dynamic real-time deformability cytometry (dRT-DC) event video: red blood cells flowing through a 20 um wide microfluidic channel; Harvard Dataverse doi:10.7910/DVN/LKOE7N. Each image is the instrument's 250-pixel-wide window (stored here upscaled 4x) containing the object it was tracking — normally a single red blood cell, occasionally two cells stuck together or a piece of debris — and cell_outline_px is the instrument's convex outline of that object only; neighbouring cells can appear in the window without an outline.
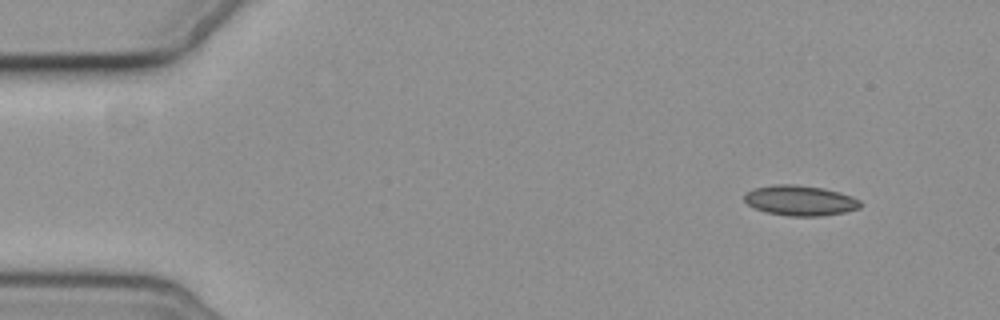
{"species": "common noctule bat (a hibernating species)", "species_latin": "Nyctalus noctula", "temperature_condition": "cold", "stored_images_in_passage": 5, "camera_frame_rate_fps": 3000, "um_per_image_px": 0.085, "animal": {"sex": "female", "body_mass_g": 19.3, "forearm_length_mm": 54.1}, "frame": {"image": 1, "passage_image": 1, "time_ms": 0.0, "image_size_px": [1000, 320], "cell_outline_px": [[860, 208], [844, 212], [820, 216], [788, 216], [764, 212], [748, 204], [744, 200], [744, 196], [748, 192], [756, 188], [772, 184], [792, 184], [824, 188], [840, 192], [852, 196], [860, 200]], "centroid_in_image_um": [68.02, 17.04], "position_along_channel_um": 17.0, "area_um2": 20.4}}
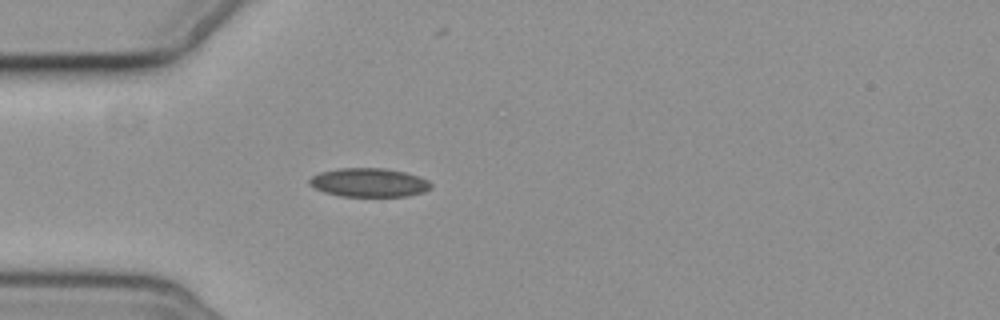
{"frame": {"image": 2, "passage_image": 4, "time_ms": 3.667, "image_size_px": [1000, 320], "cell_outline_px": [[432, 188], [424, 192], [404, 196], [340, 196], [324, 192], [308, 184], [308, 180], [312, 176], [320, 172], [340, 168], [384, 168], [404, 172], [428, 180], [432, 184]], "centroid_in_image_um": [31.35, 15.51], "position_along_channel_um": 53.6, "area_um2": 20.29}}